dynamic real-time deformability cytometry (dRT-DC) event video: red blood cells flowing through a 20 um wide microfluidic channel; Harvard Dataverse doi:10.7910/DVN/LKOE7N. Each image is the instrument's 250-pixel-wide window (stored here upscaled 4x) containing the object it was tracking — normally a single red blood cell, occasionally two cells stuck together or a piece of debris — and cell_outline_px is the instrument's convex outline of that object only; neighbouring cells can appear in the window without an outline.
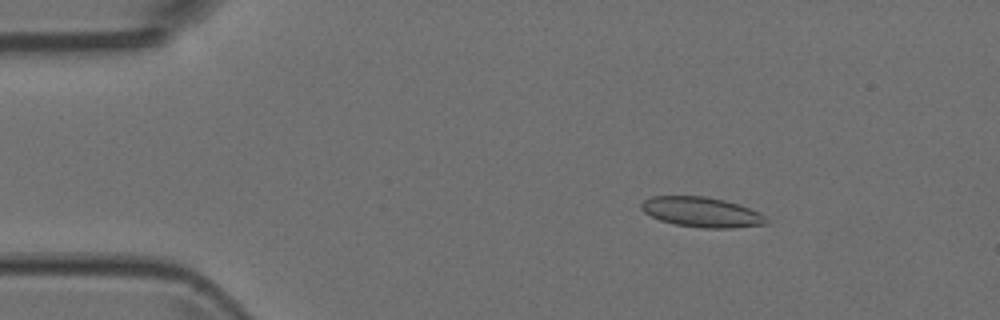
{"species": "Egyptian fruit bat (a non-hibernating species)", "species_latin": "Rousettus aegyptiacus", "temperature_condition": "room temperature", "stored_images_in_passage": 2, "camera_frame_rate_fps": 3000, "um_per_image_px": 0.085, "animal": {"sex": "female"}, "frame": {"image": 1, "passage_image": 1, "time_ms": 0.0, "image_size_px": [1000, 320], "cell_outline_px": [[768, 224], [732, 228], [704, 228], [676, 224], [660, 220], [644, 212], [640, 208], [640, 204], [644, 200], [652, 196], [704, 196], [724, 200], [740, 204], [760, 212], [768, 220]], "centroid_in_image_um": [59.66, 18.02], "position_along_channel_um": 25.3, "area_um2": 21.91}}